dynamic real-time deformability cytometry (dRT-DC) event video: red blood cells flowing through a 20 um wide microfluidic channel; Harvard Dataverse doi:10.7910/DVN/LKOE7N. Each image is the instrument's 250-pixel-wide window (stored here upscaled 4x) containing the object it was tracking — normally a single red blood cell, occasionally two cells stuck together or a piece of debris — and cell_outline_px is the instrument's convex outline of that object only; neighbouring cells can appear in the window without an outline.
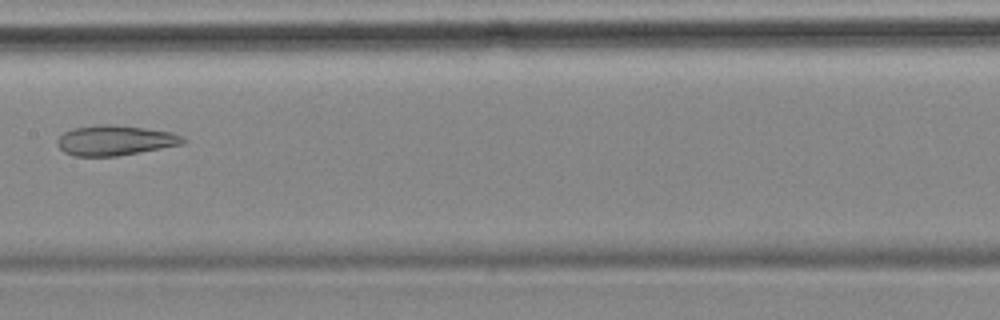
{"species": "common noctule bat (a hibernating species)", "species_latin": "Nyctalus noctula", "temperature_condition": "cold", "stored_images_in_passage": 9, "camera_frame_rate_fps": 3000, "um_per_image_px": 0.085, "animal": {"sex": "female", "body_mass_g": 18.4}, "frame": {"image": 1, "passage_image": 8, "time_ms": 9.0, "image_size_px": [1000, 320], "cell_outline_px": [[188, 140], [184, 144], [116, 156], [72, 156], [64, 152], [56, 144], [56, 140], [64, 132], [72, 128], [100, 124], [112, 124], [144, 128], [172, 132]], "centroid_in_image_um": [9.75, 11.93], "position_along_channel_um": 197.6, "area_um2": 22.08}}